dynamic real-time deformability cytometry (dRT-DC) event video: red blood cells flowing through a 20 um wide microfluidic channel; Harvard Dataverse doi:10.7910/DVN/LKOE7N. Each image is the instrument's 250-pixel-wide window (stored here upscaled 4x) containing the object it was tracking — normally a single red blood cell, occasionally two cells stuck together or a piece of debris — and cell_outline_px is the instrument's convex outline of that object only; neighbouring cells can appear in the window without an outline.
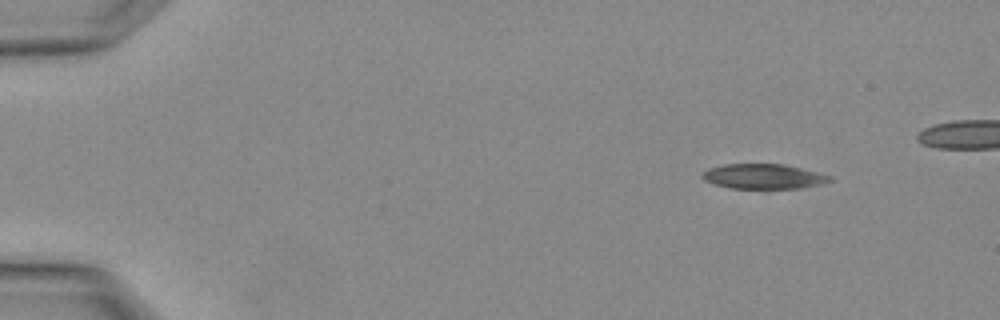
{"species": "Egyptian fruit bat (a non-hibernating species)", "species_latin": "Rousettus aegyptiacus", "temperature_condition": "warm", "stored_images_in_passage": 3, "camera_frame_rate_fps": 3000, "um_per_image_px": 0.085, "animal": {"sex": "female"}, "frame": {"image": 1, "passage_image": 1, "time_ms": 0.0, "image_size_px": [1000, 320], "cell_outline_px": [[832, 180], [824, 184], [800, 188], [732, 188], [716, 184], [704, 180], [700, 176], [708, 168], [724, 164], [784, 164], [832, 176]], "centroid_in_image_um": [64.91, 14.99], "position_along_channel_um": 20.1, "area_um2": 18.38}}